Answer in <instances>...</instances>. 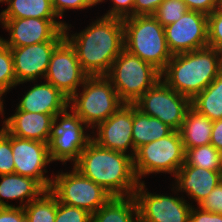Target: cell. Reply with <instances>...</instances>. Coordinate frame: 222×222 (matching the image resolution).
Returning <instances> with one entry per match:
<instances>
[{
  "label": "cell",
  "mask_w": 222,
  "mask_h": 222,
  "mask_svg": "<svg viewBox=\"0 0 222 222\" xmlns=\"http://www.w3.org/2000/svg\"><path fill=\"white\" fill-rule=\"evenodd\" d=\"M71 24L65 23V38L74 47L82 69L89 76L106 75L114 60L124 49L123 20L98 17L79 33L69 34Z\"/></svg>",
  "instance_id": "cell-1"
},
{
  "label": "cell",
  "mask_w": 222,
  "mask_h": 222,
  "mask_svg": "<svg viewBox=\"0 0 222 222\" xmlns=\"http://www.w3.org/2000/svg\"><path fill=\"white\" fill-rule=\"evenodd\" d=\"M73 167L113 197L133 196L140 183L134 172L132 156L102 148L92 140Z\"/></svg>",
  "instance_id": "cell-2"
},
{
  "label": "cell",
  "mask_w": 222,
  "mask_h": 222,
  "mask_svg": "<svg viewBox=\"0 0 222 222\" xmlns=\"http://www.w3.org/2000/svg\"><path fill=\"white\" fill-rule=\"evenodd\" d=\"M222 71V52L206 47L172 55L161 79L177 93L192 100Z\"/></svg>",
  "instance_id": "cell-3"
},
{
  "label": "cell",
  "mask_w": 222,
  "mask_h": 222,
  "mask_svg": "<svg viewBox=\"0 0 222 222\" xmlns=\"http://www.w3.org/2000/svg\"><path fill=\"white\" fill-rule=\"evenodd\" d=\"M122 20L124 49L162 72L172 58L164 27L153 15H137Z\"/></svg>",
  "instance_id": "cell-4"
},
{
  "label": "cell",
  "mask_w": 222,
  "mask_h": 222,
  "mask_svg": "<svg viewBox=\"0 0 222 222\" xmlns=\"http://www.w3.org/2000/svg\"><path fill=\"white\" fill-rule=\"evenodd\" d=\"M81 87L69 99V108L93 131L124 104L105 75L88 76Z\"/></svg>",
  "instance_id": "cell-5"
},
{
  "label": "cell",
  "mask_w": 222,
  "mask_h": 222,
  "mask_svg": "<svg viewBox=\"0 0 222 222\" xmlns=\"http://www.w3.org/2000/svg\"><path fill=\"white\" fill-rule=\"evenodd\" d=\"M105 76L124 104H134L161 79V72L152 64L123 49Z\"/></svg>",
  "instance_id": "cell-6"
},
{
  "label": "cell",
  "mask_w": 222,
  "mask_h": 222,
  "mask_svg": "<svg viewBox=\"0 0 222 222\" xmlns=\"http://www.w3.org/2000/svg\"><path fill=\"white\" fill-rule=\"evenodd\" d=\"M185 148L179 131L140 146L133 157L135 175L140 183L150 174L168 173L174 176L185 163Z\"/></svg>",
  "instance_id": "cell-7"
},
{
  "label": "cell",
  "mask_w": 222,
  "mask_h": 222,
  "mask_svg": "<svg viewBox=\"0 0 222 222\" xmlns=\"http://www.w3.org/2000/svg\"><path fill=\"white\" fill-rule=\"evenodd\" d=\"M67 110L54 117L47 143L48 153L52 162L60 161L66 164L71 161L74 165L92 140V135L84 131L89 127L83 120L72 109L71 112Z\"/></svg>",
  "instance_id": "cell-8"
},
{
  "label": "cell",
  "mask_w": 222,
  "mask_h": 222,
  "mask_svg": "<svg viewBox=\"0 0 222 222\" xmlns=\"http://www.w3.org/2000/svg\"><path fill=\"white\" fill-rule=\"evenodd\" d=\"M51 176L53 180L50 191L60 203L84 209L90 214L98 211L113 197L102 186L84 177L74 167L69 172L61 171Z\"/></svg>",
  "instance_id": "cell-9"
},
{
  "label": "cell",
  "mask_w": 222,
  "mask_h": 222,
  "mask_svg": "<svg viewBox=\"0 0 222 222\" xmlns=\"http://www.w3.org/2000/svg\"><path fill=\"white\" fill-rule=\"evenodd\" d=\"M134 105L142 113L158 118L174 131H179L191 107V100L171 89L160 79Z\"/></svg>",
  "instance_id": "cell-10"
},
{
  "label": "cell",
  "mask_w": 222,
  "mask_h": 222,
  "mask_svg": "<svg viewBox=\"0 0 222 222\" xmlns=\"http://www.w3.org/2000/svg\"><path fill=\"white\" fill-rule=\"evenodd\" d=\"M145 183H139L134 192L139 222H189L192 205L185 198L147 191ZM188 202V203H187Z\"/></svg>",
  "instance_id": "cell-11"
},
{
  "label": "cell",
  "mask_w": 222,
  "mask_h": 222,
  "mask_svg": "<svg viewBox=\"0 0 222 222\" xmlns=\"http://www.w3.org/2000/svg\"><path fill=\"white\" fill-rule=\"evenodd\" d=\"M41 18H0L10 38L0 39L8 47H21L47 41H63L65 39L64 21Z\"/></svg>",
  "instance_id": "cell-12"
},
{
  "label": "cell",
  "mask_w": 222,
  "mask_h": 222,
  "mask_svg": "<svg viewBox=\"0 0 222 222\" xmlns=\"http://www.w3.org/2000/svg\"><path fill=\"white\" fill-rule=\"evenodd\" d=\"M88 76L78 61L74 47L65 38L54 49L44 81L51 83L70 99Z\"/></svg>",
  "instance_id": "cell-13"
},
{
  "label": "cell",
  "mask_w": 222,
  "mask_h": 222,
  "mask_svg": "<svg viewBox=\"0 0 222 222\" xmlns=\"http://www.w3.org/2000/svg\"><path fill=\"white\" fill-rule=\"evenodd\" d=\"M166 42L172 55L208 47V15L188 10L176 22L164 27Z\"/></svg>",
  "instance_id": "cell-14"
},
{
  "label": "cell",
  "mask_w": 222,
  "mask_h": 222,
  "mask_svg": "<svg viewBox=\"0 0 222 222\" xmlns=\"http://www.w3.org/2000/svg\"><path fill=\"white\" fill-rule=\"evenodd\" d=\"M11 147L14 173L36 180L45 190H50L52 180L45 175L46 166L52 161L48 153V144L11 135Z\"/></svg>",
  "instance_id": "cell-15"
},
{
  "label": "cell",
  "mask_w": 222,
  "mask_h": 222,
  "mask_svg": "<svg viewBox=\"0 0 222 222\" xmlns=\"http://www.w3.org/2000/svg\"><path fill=\"white\" fill-rule=\"evenodd\" d=\"M133 104H123L107 120L96 126L97 133L92 131V141L102 148L128 153L134 157L133 138ZM128 148L130 149L128 151ZM132 152V153H131Z\"/></svg>",
  "instance_id": "cell-16"
},
{
  "label": "cell",
  "mask_w": 222,
  "mask_h": 222,
  "mask_svg": "<svg viewBox=\"0 0 222 222\" xmlns=\"http://www.w3.org/2000/svg\"><path fill=\"white\" fill-rule=\"evenodd\" d=\"M62 41H47L28 46L10 47L18 85L44 78L54 49ZM36 80V81H35Z\"/></svg>",
  "instance_id": "cell-17"
},
{
  "label": "cell",
  "mask_w": 222,
  "mask_h": 222,
  "mask_svg": "<svg viewBox=\"0 0 222 222\" xmlns=\"http://www.w3.org/2000/svg\"><path fill=\"white\" fill-rule=\"evenodd\" d=\"M176 192H184L197 205L222 181V171H212L184 163L174 175ZM175 188V189H174Z\"/></svg>",
  "instance_id": "cell-18"
},
{
  "label": "cell",
  "mask_w": 222,
  "mask_h": 222,
  "mask_svg": "<svg viewBox=\"0 0 222 222\" xmlns=\"http://www.w3.org/2000/svg\"><path fill=\"white\" fill-rule=\"evenodd\" d=\"M34 84L19 101L17 109L24 112L51 114L54 117L69 109V98L47 81Z\"/></svg>",
  "instance_id": "cell-19"
},
{
  "label": "cell",
  "mask_w": 222,
  "mask_h": 222,
  "mask_svg": "<svg viewBox=\"0 0 222 222\" xmlns=\"http://www.w3.org/2000/svg\"><path fill=\"white\" fill-rule=\"evenodd\" d=\"M5 118L3 128L10 134L23 139L37 140L48 143L51 124L54 116L51 114L20 111Z\"/></svg>",
  "instance_id": "cell-20"
},
{
  "label": "cell",
  "mask_w": 222,
  "mask_h": 222,
  "mask_svg": "<svg viewBox=\"0 0 222 222\" xmlns=\"http://www.w3.org/2000/svg\"><path fill=\"white\" fill-rule=\"evenodd\" d=\"M0 179V207H14L4 199H19L20 207H25L45 191L33 178L18 175L17 173L0 175Z\"/></svg>",
  "instance_id": "cell-21"
},
{
  "label": "cell",
  "mask_w": 222,
  "mask_h": 222,
  "mask_svg": "<svg viewBox=\"0 0 222 222\" xmlns=\"http://www.w3.org/2000/svg\"><path fill=\"white\" fill-rule=\"evenodd\" d=\"M212 125L213 121L207 116L190 107L179 129L185 151L189 148L211 144Z\"/></svg>",
  "instance_id": "cell-22"
},
{
  "label": "cell",
  "mask_w": 222,
  "mask_h": 222,
  "mask_svg": "<svg viewBox=\"0 0 222 222\" xmlns=\"http://www.w3.org/2000/svg\"><path fill=\"white\" fill-rule=\"evenodd\" d=\"M173 131L172 128L158 118L142 113L133 104L132 138L136 150L140 146L168 136Z\"/></svg>",
  "instance_id": "cell-23"
},
{
  "label": "cell",
  "mask_w": 222,
  "mask_h": 222,
  "mask_svg": "<svg viewBox=\"0 0 222 222\" xmlns=\"http://www.w3.org/2000/svg\"><path fill=\"white\" fill-rule=\"evenodd\" d=\"M91 222H139L134 196L112 197L98 211L91 214Z\"/></svg>",
  "instance_id": "cell-24"
},
{
  "label": "cell",
  "mask_w": 222,
  "mask_h": 222,
  "mask_svg": "<svg viewBox=\"0 0 222 222\" xmlns=\"http://www.w3.org/2000/svg\"><path fill=\"white\" fill-rule=\"evenodd\" d=\"M7 3V9L0 13V18H41L56 19L51 0H0Z\"/></svg>",
  "instance_id": "cell-25"
},
{
  "label": "cell",
  "mask_w": 222,
  "mask_h": 222,
  "mask_svg": "<svg viewBox=\"0 0 222 222\" xmlns=\"http://www.w3.org/2000/svg\"><path fill=\"white\" fill-rule=\"evenodd\" d=\"M191 107L211 121L222 119V71L191 100Z\"/></svg>",
  "instance_id": "cell-26"
},
{
  "label": "cell",
  "mask_w": 222,
  "mask_h": 222,
  "mask_svg": "<svg viewBox=\"0 0 222 222\" xmlns=\"http://www.w3.org/2000/svg\"><path fill=\"white\" fill-rule=\"evenodd\" d=\"M26 222H55L57 213V197L45 190L37 199L23 207Z\"/></svg>",
  "instance_id": "cell-27"
},
{
  "label": "cell",
  "mask_w": 222,
  "mask_h": 222,
  "mask_svg": "<svg viewBox=\"0 0 222 222\" xmlns=\"http://www.w3.org/2000/svg\"><path fill=\"white\" fill-rule=\"evenodd\" d=\"M185 163L212 171H222L221 151L211 144L189 148L185 153Z\"/></svg>",
  "instance_id": "cell-28"
},
{
  "label": "cell",
  "mask_w": 222,
  "mask_h": 222,
  "mask_svg": "<svg viewBox=\"0 0 222 222\" xmlns=\"http://www.w3.org/2000/svg\"><path fill=\"white\" fill-rule=\"evenodd\" d=\"M18 86L10 47L0 39V87L8 92Z\"/></svg>",
  "instance_id": "cell-29"
},
{
  "label": "cell",
  "mask_w": 222,
  "mask_h": 222,
  "mask_svg": "<svg viewBox=\"0 0 222 222\" xmlns=\"http://www.w3.org/2000/svg\"><path fill=\"white\" fill-rule=\"evenodd\" d=\"M187 11L188 8L182 0H164L153 16L165 27L179 20Z\"/></svg>",
  "instance_id": "cell-30"
},
{
  "label": "cell",
  "mask_w": 222,
  "mask_h": 222,
  "mask_svg": "<svg viewBox=\"0 0 222 222\" xmlns=\"http://www.w3.org/2000/svg\"><path fill=\"white\" fill-rule=\"evenodd\" d=\"M208 47L222 52V6L208 15Z\"/></svg>",
  "instance_id": "cell-31"
},
{
  "label": "cell",
  "mask_w": 222,
  "mask_h": 222,
  "mask_svg": "<svg viewBox=\"0 0 222 222\" xmlns=\"http://www.w3.org/2000/svg\"><path fill=\"white\" fill-rule=\"evenodd\" d=\"M14 167L11 135L2 128L0 132V175L14 173Z\"/></svg>",
  "instance_id": "cell-32"
},
{
  "label": "cell",
  "mask_w": 222,
  "mask_h": 222,
  "mask_svg": "<svg viewBox=\"0 0 222 222\" xmlns=\"http://www.w3.org/2000/svg\"><path fill=\"white\" fill-rule=\"evenodd\" d=\"M55 222H91V214L84 209L60 203L57 199Z\"/></svg>",
  "instance_id": "cell-33"
},
{
  "label": "cell",
  "mask_w": 222,
  "mask_h": 222,
  "mask_svg": "<svg viewBox=\"0 0 222 222\" xmlns=\"http://www.w3.org/2000/svg\"><path fill=\"white\" fill-rule=\"evenodd\" d=\"M51 4L58 18H62L66 10L88 9L96 6L97 0H51Z\"/></svg>",
  "instance_id": "cell-34"
},
{
  "label": "cell",
  "mask_w": 222,
  "mask_h": 222,
  "mask_svg": "<svg viewBox=\"0 0 222 222\" xmlns=\"http://www.w3.org/2000/svg\"><path fill=\"white\" fill-rule=\"evenodd\" d=\"M204 211L222 214V181L198 204Z\"/></svg>",
  "instance_id": "cell-35"
},
{
  "label": "cell",
  "mask_w": 222,
  "mask_h": 222,
  "mask_svg": "<svg viewBox=\"0 0 222 222\" xmlns=\"http://www.w3.org/2000/svg\"><path fill=\"white\" fill-rule=\"evenodd\" d=\"M105 0H97V4L102 3ZM113 7L107 11L103 16L116 17L124 19L126 17L133 16V6L135 0H111Z\"/></svg>",
  "instance_id": "cell-36"
},
{
  "label": "cell",
  "mask_w": 222,
  "mask_h": 222,
  "mask_svg": "<svg viewBox=\"0 0 222 222\" xmlns=\"http://www.w3.org/2000/svg\"><path fill=\"white\" fill-rule=\"evenodd\" d=\"M0 222H26L23 207H0Z\"/></svg>",
  "instance_id": "cell-37"
},
{
  "label": "cell",
  "mask_w": 222,
  "mask_h": 222,
  "mask_svg": "<svg viewBox=\"0 0 222 222\" xmlns=\"http://www.w3.org/2000/svg\"><path fill=\"white\" fill-rule=\"evenodd\" d=\"M188 10L211 14L220 4L218 0H182Z\"/></svg>",
  "instance_id": "cell-38"
},
{
  "label": "cell",
  "mask_w": 222,
  "mask_h": 222,
  "mask_svg": "<svg viewBox=\"0 0 222 222\" xmlns=\"http://www.w3.org/2000/svg\"><path fill=\"white\" fill-rule=\"evenodd\" d=\"M164 0H135L133 16L153 15Z\"/></svg>",
  "instance_id": "cell-39"
},
{
  "label": "cell",
  "mask_w": 222,
  "mask_h": 222,
  "mask_svg": "<svg viewBox=\"0 0 222 222\" xmlns=\"http://www.w3.org/2000/svg\"><path fill=\"white\" fill-rule=\"evenodd\" d=\"M189 222H222V214L204 211L200 207L192 206Z\"/></svg>",
  "instance_id": "cell-40"
},
{
  "label": "cell",
  "mask_w": 222,
  "mask_h": 222,
  "mask_svg": "<svg viewBox=\"0 0 222 222\" xmlns=\"http://www.w3.org/2000/svg\"><path fill=\"white\" fill-rule=\"evenodd\" d=\"M211 145L222 152V119L213 121Z\"/></svg>",
  "instance_id": "cell-41"
},
{
  "label": "cell",
  "mask_w": 222,
  "mask_h": 222,
  "mask_svg": "<svg viewBox=\"0 0 222 222\" xmlns=\"http://www.w3.org/2000/svg\"><path fill=\"white\" fill-rule=\"evenodd\" d=\"M5 91L0 87V115H4V100H3V95H5Z\"/></svg>",
  "instance_id": "cell-42"
},
{
  "label": "cell",
  "mask_w": 222,
  "mask_h": 222,
  "mask_svg": "<svg viewBox=\"0 0 222 222\" xmlns=\"http://www.w3.org/2000/svg\"><path fill=\"white\" fill-rule=\"evenodd\" d=\"M219 1V4L222 6V0H218Z\"/></svg>",
  "instance_id": "cell-43"
}]
</instances>
